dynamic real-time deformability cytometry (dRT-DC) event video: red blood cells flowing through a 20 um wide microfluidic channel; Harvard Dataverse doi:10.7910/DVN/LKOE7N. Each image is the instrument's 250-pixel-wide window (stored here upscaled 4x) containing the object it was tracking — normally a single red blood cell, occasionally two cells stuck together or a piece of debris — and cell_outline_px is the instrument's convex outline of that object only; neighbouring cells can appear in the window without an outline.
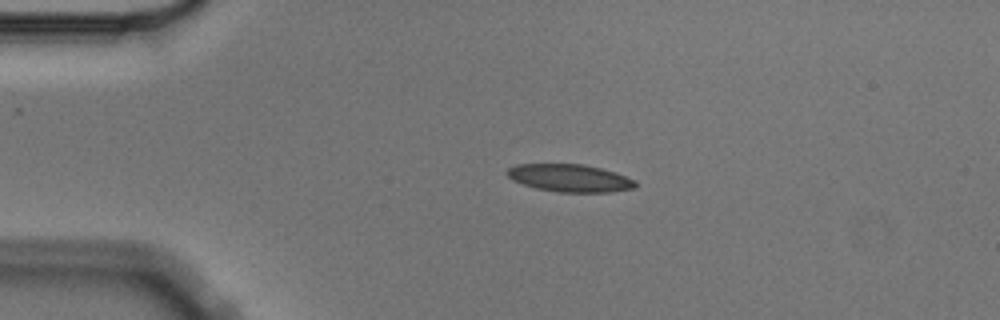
{"species": "Egyptian fruit bat (a non-hibernating species)", "species_latin": "Rousettus aegyptiacus", "temperature_condition": "cold", "stored_images_in_passage": 4, "camera_frame_rate_fps": 3000, "um_per_image_px": 0.085, "animal": {"sex": "male"}, "frame": {"image": 1, "passage_image": 3, "time_ms": 0.667, "image_size_px": [1000, 320], "cell_outline_px": [[636, 188], [608, 192], [556, 192], [536, 188], [512, 180], [504, 172], [508, 168], [516, 164], [580, 164], [600, 168], [616, 172], [636, 180]], "centroid_in_image_um": [48.43, 15.13], "position_along_channel_um": 36.6, "area_um2": 20.69}}